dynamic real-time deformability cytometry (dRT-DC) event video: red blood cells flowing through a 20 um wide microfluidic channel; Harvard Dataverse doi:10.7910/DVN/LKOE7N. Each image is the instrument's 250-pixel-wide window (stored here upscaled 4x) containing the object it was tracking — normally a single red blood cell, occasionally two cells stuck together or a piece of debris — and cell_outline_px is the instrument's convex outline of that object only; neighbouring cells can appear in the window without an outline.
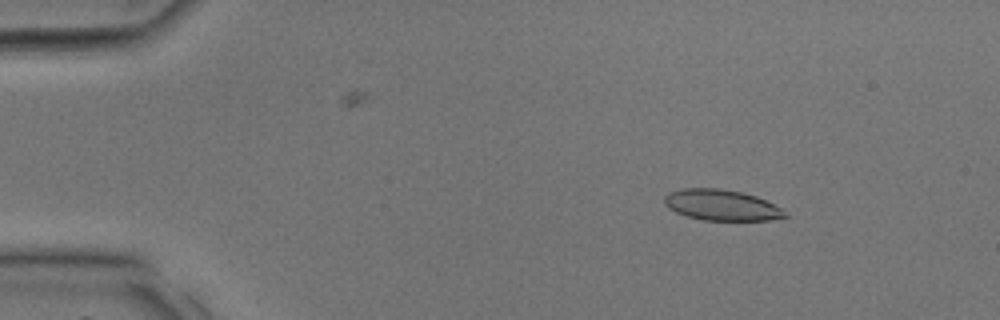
{"species": "common noctule bat (a hibernating species)", "species_latin": "Nyctalus noctula", "temperature_condition": "room temperature", "stored_images_in_passage": 33, "camera_frame_rate_fps": 3000, "um_per_image_px": 0.085, "animal": {"sex": "male", "body_mass_g": 17.9, "forearm_length_mm": 54.2}, "frame": {"image": 1, "passage_image": 2, "time_ms": 0.333, "image_size_px": [1000, 320], "cell_outline_px": [[788, 216], [768, 220], [704, 220], [688, 216], [676, 212], [668, 208], [664, 204], [664, 196], [668, 192], [684, 188], [720, 188], [744, 192], [756, 196], [780, 208]], "centroid_in_image_um": [61.28, 17.42], "position_along_channel_um": 23.7, "area_um2": 21.56}}
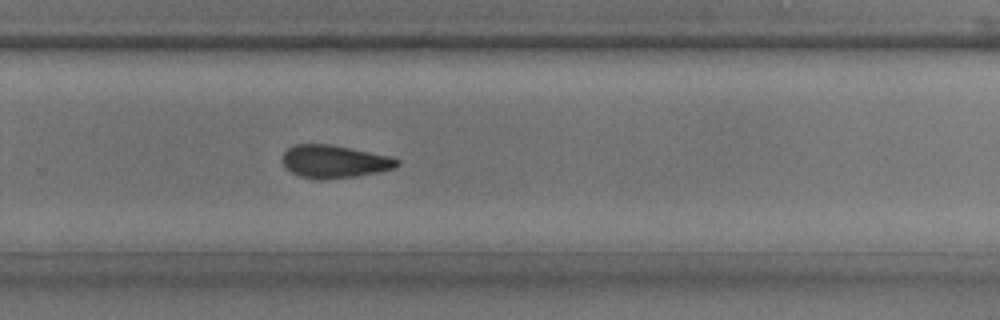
{"frame": {"image": 2, "passage_image": 21, "time_ms": 6.667, "image_size_px": [1000, 320], "cell_outline_px": [[400, 164], [396, 168], [356, 176], [320, 180], [300, 176], [292, 172], [284, 164], [284, 152], [288, 148], [296, 144], [328, 144], [388, 156], [400, 160]], "centroid_in_image_um": [28.43, 13.74], "position_along_channel_um": 301.4, "area_um2": 21.5}}
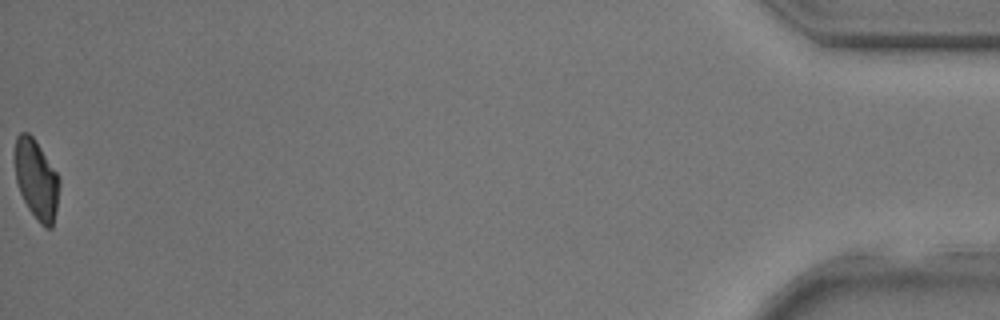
{"frame": {"image": 3, "passage_image": 33, "time_ms": 10.667, "image_size_px": [1000, 320], "cell_outline_px": [[60, 184], [56, 208], [52, 228], [44, 228], [40, 224], [28, 208], [20, 192], [16, 180], [12, 156], [16, 136], [20, 132], [28, 132], [32, 136], [60, 176]], "centroid_in_image_um": [3.06, 15.22], "position_along_channel_um": 432.1, "area_um2": 21.04}}